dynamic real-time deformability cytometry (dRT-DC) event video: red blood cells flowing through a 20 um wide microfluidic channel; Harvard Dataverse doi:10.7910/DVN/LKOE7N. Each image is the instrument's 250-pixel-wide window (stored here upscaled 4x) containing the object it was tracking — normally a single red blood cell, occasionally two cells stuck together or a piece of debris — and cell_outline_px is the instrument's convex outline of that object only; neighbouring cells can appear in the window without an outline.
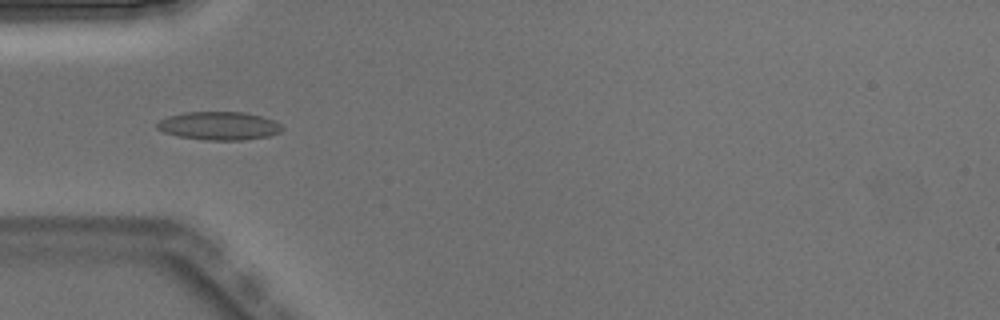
{"species": "Egyptian fruit bat (a non-hibernating species)", "species_latin": "Rousettus aegyptiacus", "temperature_condition": "warm", "stored_images_in_passage": 4, "camera_frame_rate_fps": 3000, "um_per_image_px": 0.085, "animal": {"sex": "male"}, "frame": {"image": 1, "passage_image": 4, "time_ms": 1.0, "image_size_px": [1000, 320], "cell_outline_px": [[284, 128], [280, 132], [268, 136], [244, 140], [204, 140], [176, 136], [164, 132], [156, 128], [156, 124], [160, 120], [168, 116], [184, 112], [244, 112], [260, 116], [272, 120], [280, 124]], "centroid_in_image_um": [18.59, 10.7], "position_along_channel_um": 66.4, "area_um2": 20.63}}